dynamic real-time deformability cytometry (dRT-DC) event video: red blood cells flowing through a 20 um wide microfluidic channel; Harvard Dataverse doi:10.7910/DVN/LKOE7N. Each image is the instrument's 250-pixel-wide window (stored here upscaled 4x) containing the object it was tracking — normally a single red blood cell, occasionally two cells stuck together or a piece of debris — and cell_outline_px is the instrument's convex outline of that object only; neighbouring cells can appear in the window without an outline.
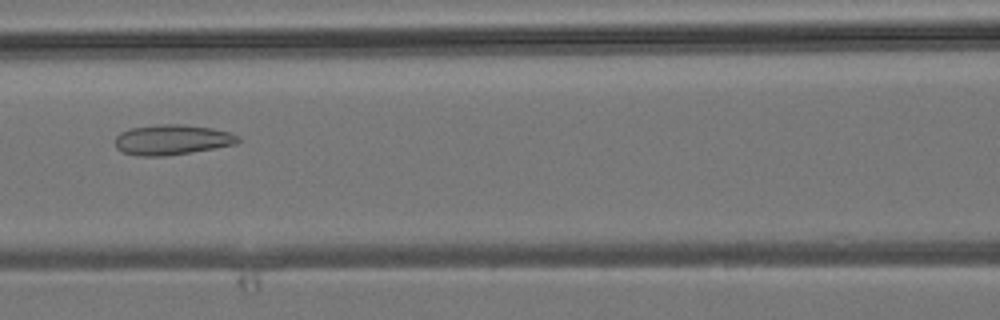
{"species": "common noctule bat (a hibernating species)", "species_latin": "Nyctalus noctula", "temperature_condition": "room temperature", "stored_images_in_passage": 6, "camera_frame_rate_fps": 3000, "um_per_image_px": 0.085, "animal": {"sex": "male", "body_mass_g": 19.2, "forearm_length_mm": 51.8}, "frame": {"image": 1, "passage_image": 6, "time_ms": 6.667, "image_size_px": [1000, 320], "cell_outline_px": [[240, 140], [236, 144], [164, 156], [136, 156], [120, 152], [116, 148], [116, 136], [120, 132], [132, 128], [160, 124], [180, 124], [212, 128], [228, 132], [240, 136]], "centroid_in_image_um": [14.59, 11.88], "position_along_channel_um": 152.0, "area_um2": 21.5}}